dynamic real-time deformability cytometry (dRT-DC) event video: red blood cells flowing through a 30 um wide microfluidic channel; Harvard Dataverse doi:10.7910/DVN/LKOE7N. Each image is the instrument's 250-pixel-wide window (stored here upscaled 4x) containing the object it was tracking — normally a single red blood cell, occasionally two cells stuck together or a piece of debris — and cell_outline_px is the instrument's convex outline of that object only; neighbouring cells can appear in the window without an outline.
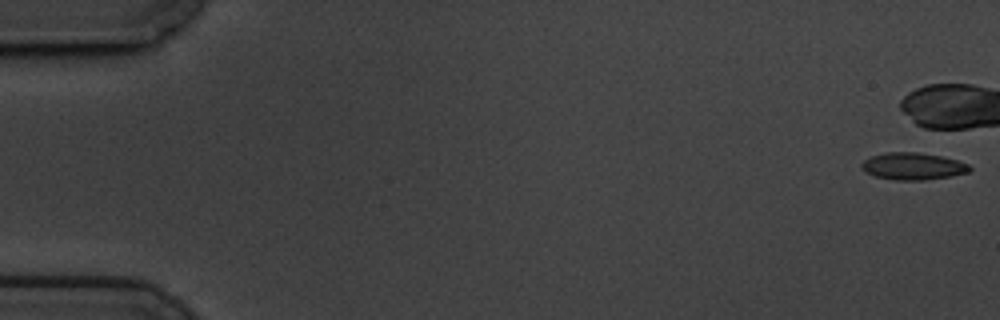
{"species": "common noctule bat (a hibernating species)", "species_latin": "Nyctalus noctula", "temperature_condition": "cold", "stored_images_in_passage": 7, "camera_frame_rate_fps": 3000, "um_per_image_px": 0.085, "animal": {"sex": "male", "body_mass_g": 19.5, "forearm_length_mm": 54.6}, "frame": {"image": 1, "passage_image": 1, "time_ms": 0.0, "image_size_px": [1000, 320], "cell_outline_px": [[972, 168], [968, 172], [948, 176], [924, 180], [896, 180], [876, 176], [864, 172], [860, 168], [860, 164], [864, 160], [872, 156], [888, 152], [916, 152], [940, 156], [956, 160], [968, 164]], "centroid_in_image_um": [77.55, 14.13], "position_along_channel_um": 7.4, "area_um2": 16.88}}